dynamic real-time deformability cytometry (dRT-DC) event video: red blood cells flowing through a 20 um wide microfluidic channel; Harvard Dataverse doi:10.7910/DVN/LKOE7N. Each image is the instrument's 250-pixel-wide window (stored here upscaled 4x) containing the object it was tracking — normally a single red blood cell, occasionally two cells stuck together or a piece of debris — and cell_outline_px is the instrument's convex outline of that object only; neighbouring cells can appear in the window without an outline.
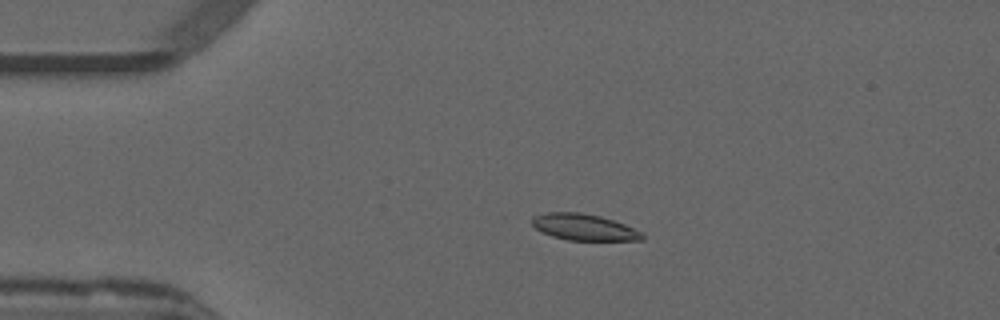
{"species": "common noctule bat (a hibernating species)", "species_latin": "Nyctalus noctula", "temperature_condition": "warm", "stored_images_in_passage": 47, "camera_frame_rate_fps": 3000, "um_per_image_px": 0.085, "animal": {"sex": "male", "forearm_length_mm": 52.5}, "frame": {"image": 1, "passage_image": 5, "time_ms": 1.333, "image_size_px": [1000, 320], "cell_outline_px": [[644, 240], [568, 240], [552, 236], [536, 228], [532, 224], [532, 216], [548, 212], [580, 212], [600, 216], [624, 224], [644, 232]], "centroid_in_image_um": [49.66, 19.3], "position_along_channel_um": 35.3, "area_um2": 16.88}}
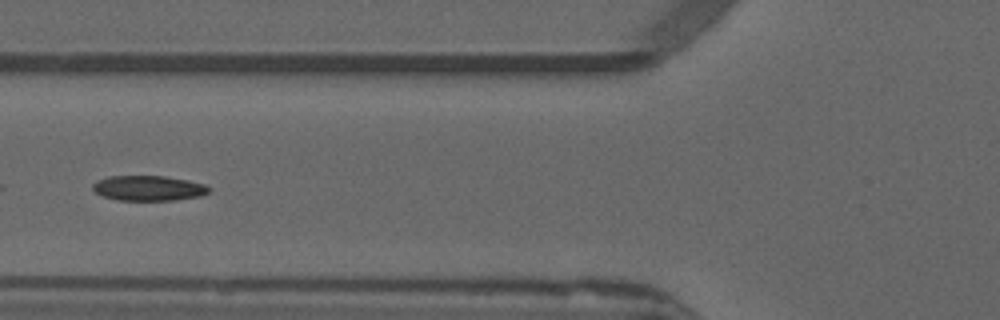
{"frame": {"image": 2, "passage_image": 14, "time_ms": 4.333, "image_size_px": [1000, 320], "cell_outline_px": [[212, 188], [208, 192], [200, 196], [176, 200], [116, 200], [104, 196], [96, 192], [92, 188], [92, 184], [96, 180], [108, 176], [164, 176], [188, 180], [204, 184]], "centroid_in_image_um": [12.62, 15.99], "position_along_channel_um": 113.2, "area_um2": 17.05}}
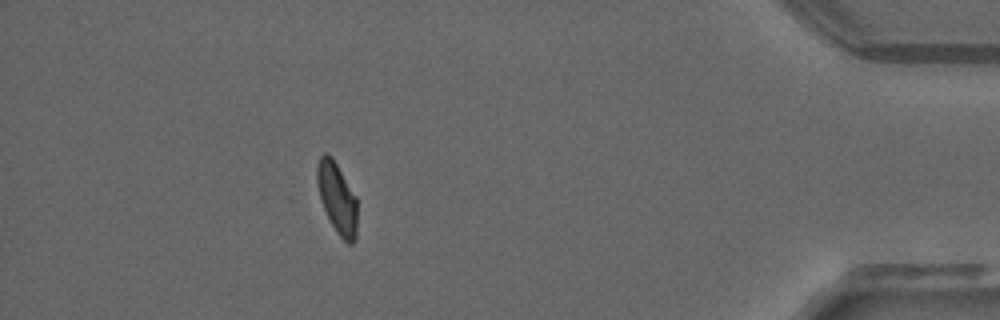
{"frame": {"image": 3, "passage_image": 41, "time_ms": 13.333, "image_size_px": [1000, 320], "cell_outline_px": [[356, 236], [352, 244], [348, 244], [336, 232], [320, 200], [316, 180], [316, 164], [320, 156], [324, 152], [328, 152], [332, 156], [356, 196]], "centroid_in_image_um": [28.63, 16.78], "position_along_channel_um": 406.6, "area_um2": 16.65}, "authors_computed_cell_mechanics": {"area_um2": 17.1088, "velocity_mm_per_s": 3.8579, "shape_relaxation_time_tau1_ms": 8.9203, "shape_relaxation_time_tau2_ms": 1.7119, "deformation_change_tau1": 0.2095, "deformation_change_tau2": 0.067}}